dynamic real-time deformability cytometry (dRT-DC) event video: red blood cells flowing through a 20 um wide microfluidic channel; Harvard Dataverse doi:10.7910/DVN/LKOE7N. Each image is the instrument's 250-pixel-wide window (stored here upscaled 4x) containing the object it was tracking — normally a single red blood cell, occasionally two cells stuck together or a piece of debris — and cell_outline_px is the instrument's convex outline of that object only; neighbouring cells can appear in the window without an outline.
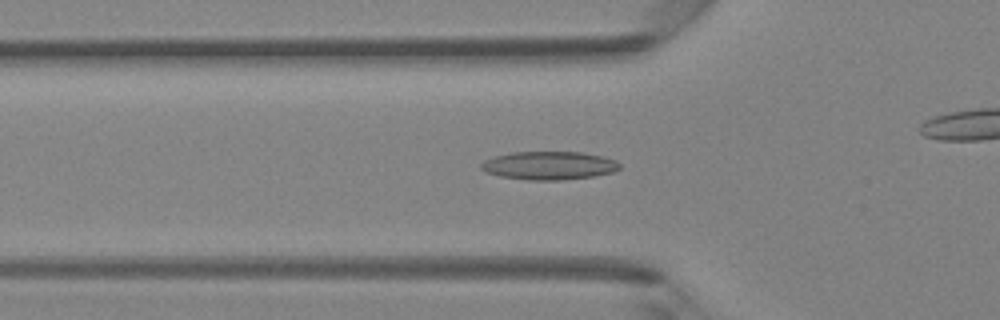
{"species": "Egyptian fruit bat (a non-hibernating species)", "species_latin": "Rousettus aegyptiacus", "temperature_condition": "room temperature", "stored_images_in_passage": 50, "camera_frame_rate_fps": 3000, "um_per_image_px": 0.085, "animal": {"sex": "female"}, "frame": {"image": 1, "passage_image": 17, "time_ms": 5.333, "image_size_px": [1000, 320], "cell_outline_px": [[620, 168], [612, 172], [592, 176], [564, 180], [528, 180], [500, 176], [484, 172], [480, 168], [480, 164], [484, 160], [492, 156], [512, 152], [580, 152], [600, 156], [616, 160], [620, 164]], "centroid_in_image_um": [46.61, 14.07], "position_along_channel_um": 79.2, "area_um2": 22.89}}
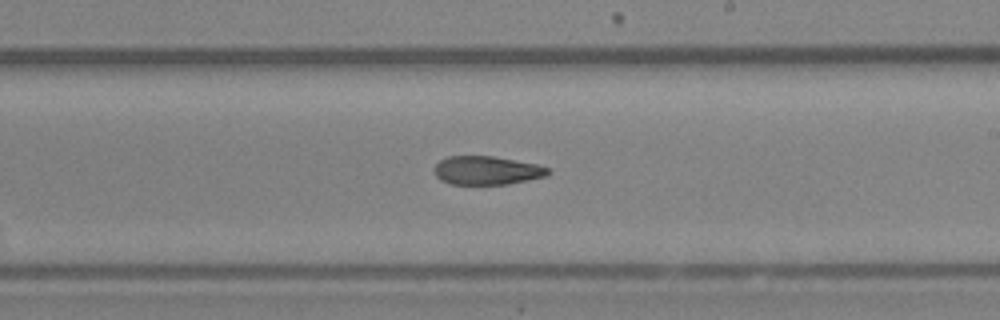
{"frame": {"image": 2, "passage_image": 29, "time_ms": 9.333, "image_size_px": [1000, 320], "cell_outline_px": [[552, 172], [544, 176], [528, 180], [508, 184], [452, 184], [440, 180], [436, 176], [436, 164], [440, 160], [448, 156], [492, 156], [536, 164], [548, 168]], "centroid_in_image_um": [41.38, 14.49], "position_along_channel_um": 247.6, "area_um2": 18.73}}
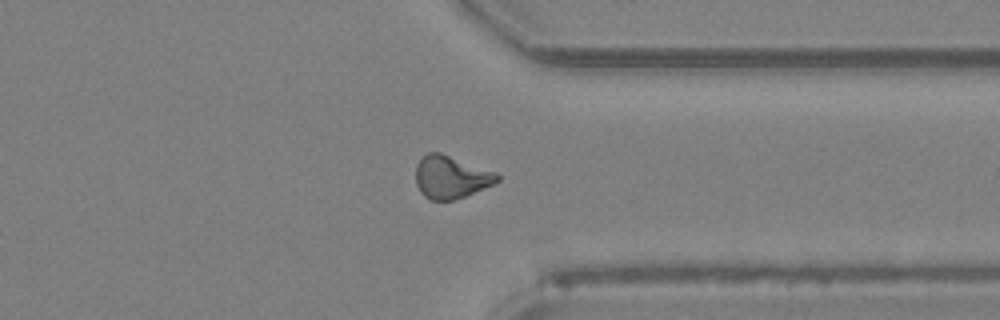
{"frame": {"image": 3, "passage_image": 38, "time_ms": 12.333, "image_size_px": [1000, 320], "cell_outline_px": [[500, 180], [492, 184], [464, 196], [452, 200], [432, 200], [424, 196], [420, 192], [416, 184], [416, 164], [420, 156], [428, 152], [440, 152], [496, 172], [500, 176]], "centroid_in_image_um": [38.29, 15.03], "position_along_channel_um": 373.1, "area_um2": 20.23}, "authors_computed_cell_mechanics": {"area_um2": 20.4901, "velocity_mm_per_s": 4.2152, "shape_relaxation_time_tau1_ms": null, "shape_relaxation_time_tau2_ms": 8.8332, "deformation_change_tau1": null, "deformation_change_tau2": 0.2036}}